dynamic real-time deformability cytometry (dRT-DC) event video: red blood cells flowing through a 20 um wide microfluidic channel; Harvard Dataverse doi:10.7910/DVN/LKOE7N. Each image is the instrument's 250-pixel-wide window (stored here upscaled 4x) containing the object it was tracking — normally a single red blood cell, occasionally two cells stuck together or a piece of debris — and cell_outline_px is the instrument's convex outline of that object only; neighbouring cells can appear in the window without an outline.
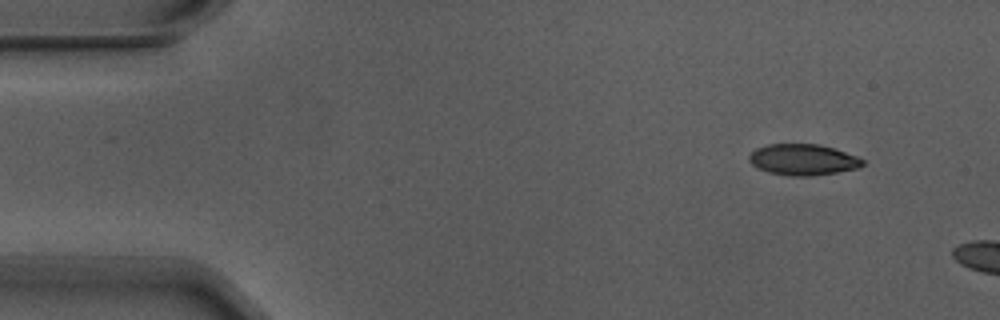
{"species": "Egyptian fruit bat (a non-hibernating species)", "species_latin": "Rousettus aegyptiacus", "temperature_condition": "warm", "stored_images_in_passage": 2, "camera_frame_rate_fps": 3000, "um_per_image_px": 0.085, "animal": {"sex": "male"}, "frame": {"image": 1, "passage_image": 1, "time_ms": 0.0, "image_size_px": [1000, 320], "cell_outline_px": [[864, 164], [860, 168], [812, 176], [788, 176], [768, 172], [752, 164], [748, 160], [748, 156], [756, 148], [768, 144], [820, 144], [856, 156], [864, 160]], "centroid_in_image_um": [68.25, 13.57], "position_along_channel_um": 16.8, "area_um2": 20.52}}